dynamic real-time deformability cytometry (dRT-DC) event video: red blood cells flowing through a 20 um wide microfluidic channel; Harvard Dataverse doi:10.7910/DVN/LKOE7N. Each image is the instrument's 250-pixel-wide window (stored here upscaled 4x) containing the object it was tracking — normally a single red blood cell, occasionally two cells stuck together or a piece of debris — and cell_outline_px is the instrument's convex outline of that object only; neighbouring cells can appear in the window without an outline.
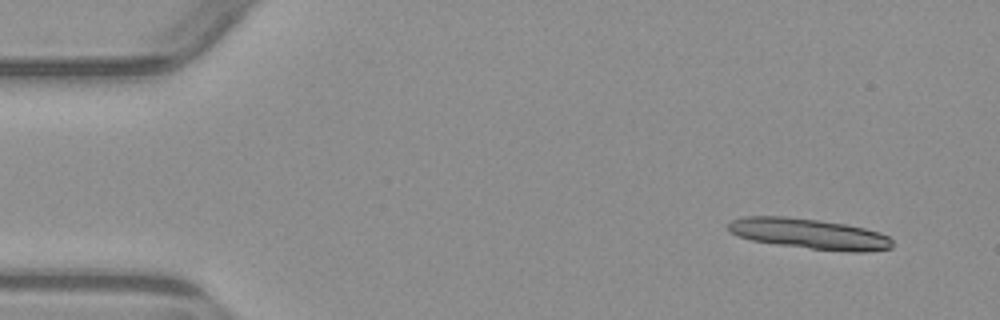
{"species": "common noctule bat (a hibernating species)", "species_latin": "Nyctalus noctula", "temperature_condition": "warm", "stored_images_in_passage": 6, "camera_frame_rate_fps": 3000, "um_per_image_px": 0.085, "animal": {"sex": "male", "body_mass_g": 23.1, "forearm_length_mm": 52.7}, "frame": {"image": 1, "passage_image": 1, "time_ms": 0.0, "image_size_px": [1000, 320], "cell_outline_px": [[892, 248], [864, 252], [852, 252], [808, 248], [776, 244], [752, 240], [728, 232], [728, 224], [732, 220], [744, 216], [784, 216], [820, 220], [844, 224], [864, 228], [880, 232], [888, 236], [892, 240]], "centroid_in_image_um": [68.79, 19.87], "position_along_channel_um": 16.2, "area_um2": 29.07}}
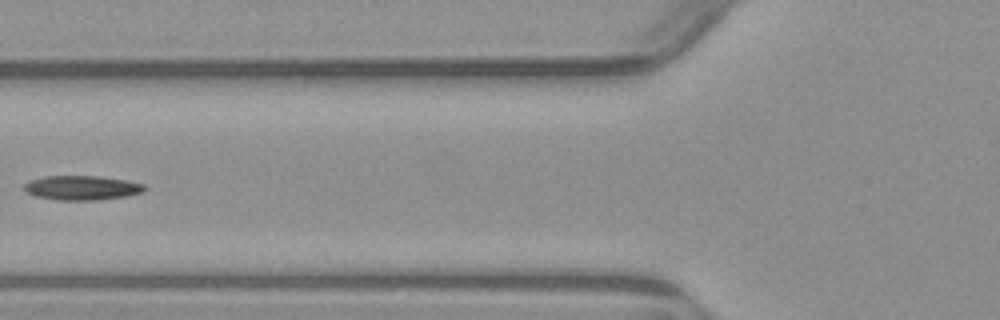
{"frame": {"image": 2, "passage_image": 5, "time_ms": 5.667, "image_size_px": [1000, 320], "cell_outline_px": [[148, 188], [144, 192], [128, 196], [96, 200], [56, 200], [36, 196], [24, 192], [24, 184], [32, 180], [44, 176], [100, 176], [128, 180], [144, 184]], "centroid_in_image_um": [7.01, 15.96], "position_along_channel_um": 118.8, "area_um2": 17.34}}
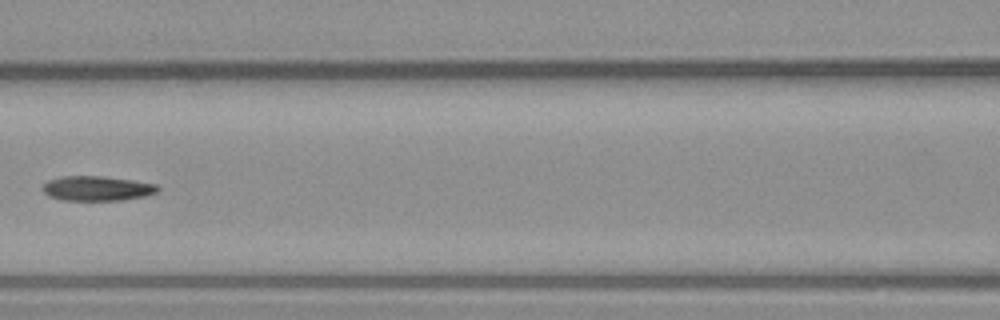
{"frame": {"image": 3, "passage_image": 6, "time_ms": 6.667, "image_size_px": [1000, 320], "cell_outline_px": [[160, 188], [156, 192], [144, 196], [120, 200], [64, 200], [48, 196], [40, 188], [48, 180], [60, 176], [104, 176], [132, 180], [156, 184]], "centroid_in_image_um": [8.21, 16.0], "position_along_channel_um": 158.4, "area_um2": 16.59}}